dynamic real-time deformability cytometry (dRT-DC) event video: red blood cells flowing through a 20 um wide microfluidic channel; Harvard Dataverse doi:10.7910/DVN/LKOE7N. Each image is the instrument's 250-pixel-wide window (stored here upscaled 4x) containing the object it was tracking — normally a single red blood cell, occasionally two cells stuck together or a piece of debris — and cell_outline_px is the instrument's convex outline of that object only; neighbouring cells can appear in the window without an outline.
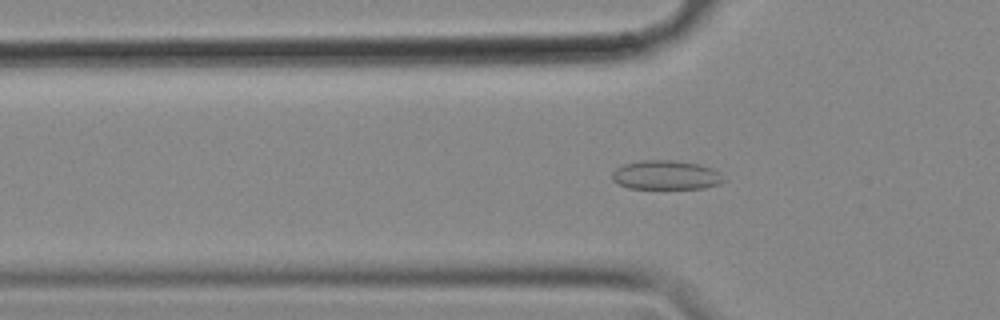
{"species": "common noctule bat (a hibernating species)", "species_latin": "Nyctalus noctula", "temperature_condition": "cold", "stored_images_in_passage": 52, "camera_frame_rate_fps": 3000, "um_per_image_px": 0.085, "animal": {"sex": "female", "body_mass_g": 18.4}, "frame": {"image": 1, "passage_image": 18, "time_ms": 5.667, "image_size_px": [1000, 320], "cell_outline_px": [[728, 180], [720, 184], [704, 188], [628, 188], [612, 180], [612, 172], [616, 168], [624, 164], [640, 160], [672, 160], [700, 164], [712, 168], [720, 172]], "centroid_in_image_um": [56.66, 14.87], "position_along_channel_um": 69.1, "area_um2": 19.13}}
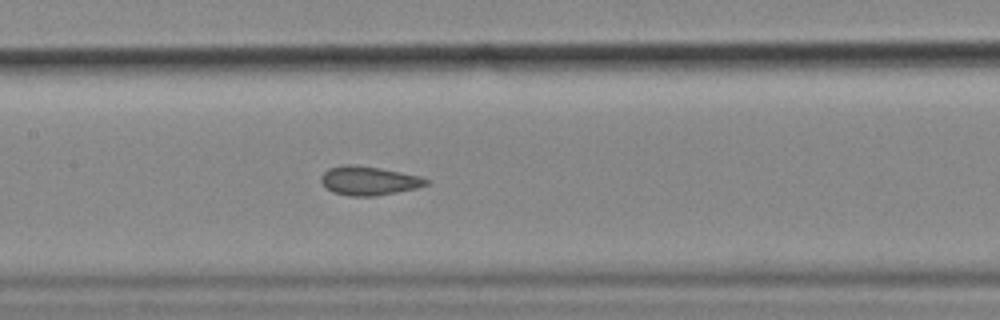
{"frame": {"image": 2, "passage_image": 27, "time_ms": 8.667, "image_size_px": [1000, 320], "cell_outline_px": [[428, 184], [416, 188], [376, 196], [348, 196], [332, 192], [320, 180], [320, 176], [328, 168], [344, 164], [348, 164], [380, 168], [420, 176], [428, 180]], "centroid_in_image_um": [31.32, 15.36], "position_along_channel_um": 176.1, "area_um2": 17.57}}
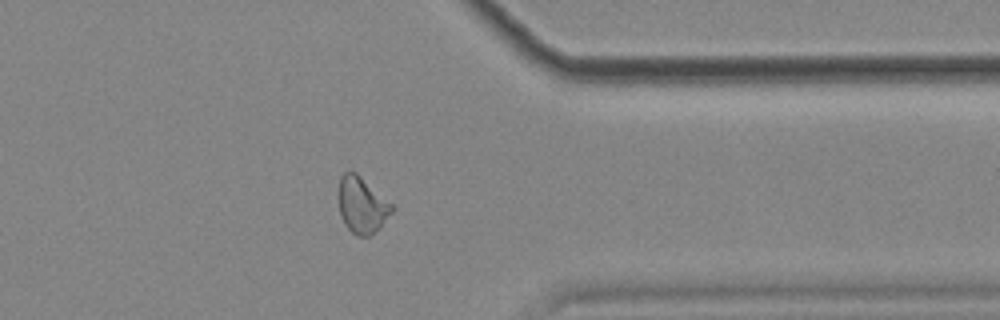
{"frame": {"image": 3, "passage_image": 45, "time_ms": 14.667, "image_size_px": [1000, 320], "cell_outline_px": [[396, 208], [376, 232], [368, 236], [356, 236], [344, 224], [340, 216], [340, 176], [344, 172], [356, 172], [392, 204]], "centroid_in_image_um": [30.79, 17.46], "position_along_channel_um": 380.6, "area_um2": 17.28}}